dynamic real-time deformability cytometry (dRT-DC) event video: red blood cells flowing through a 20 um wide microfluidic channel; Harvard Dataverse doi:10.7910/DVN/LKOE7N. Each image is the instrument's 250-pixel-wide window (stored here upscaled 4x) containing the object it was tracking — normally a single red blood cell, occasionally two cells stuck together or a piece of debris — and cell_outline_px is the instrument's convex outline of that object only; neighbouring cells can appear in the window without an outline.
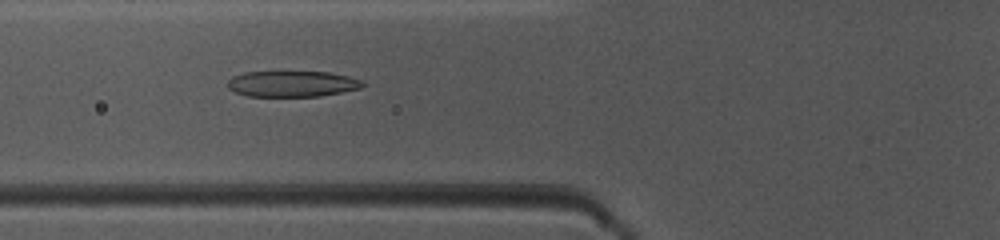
{"species": "common noctule bat (a hibernating species)", "species_latin": "Nyctalus noctula", "temperature_condition": "warm", "stored_images_in_passage": 49, "camera_frame_rate_fps": 3000, "um_per_image_px": 0.085, "animal": {"sex": "female", "body_mass_g": 10.0, "forearm_length_mm": 53.1}, "frame": {"image": 1, "passage_image": 19, "time_ms": 6.0, "image_size_px": [1000, 240], "cell_outline_px": [[364, 84], [360, 88], [320, 96], [248, 96], [236, 92], [228, 88], [228, 80], [232, 76], [244, 72], [328, 72], [348, 76], [364, 80]], "centroid_in_image_um": [24.83, 7.12], "position_along_channel_um": 101.0, "area_um2": 20.29}}
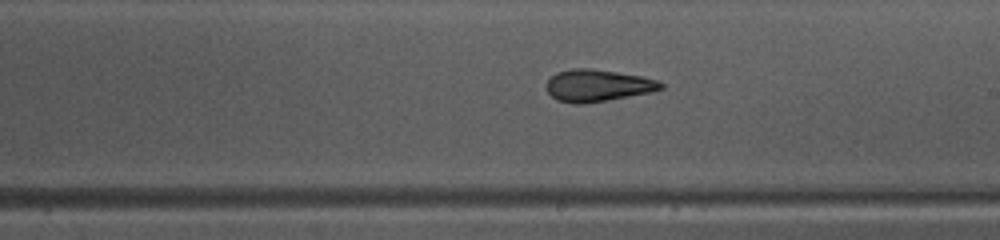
{"frame": {"image": 2, "passage_image": 29, "time_ms": 9.333, "image_size_px": [1000, 240], "cell_outline_px": [[664, 88], [652, 92], [608, 100], [584, 104], [572, 104], [556, 100], [544, 88], [544, 84], [556, 72], [572, 68], [588, 68], [616, 72], [640, 76], [656, 80], [664, 84]], "centroid_in_image_um": [50.75, 7.28], "position_along_channel_um": 238.2, "area_um2": 21.5}}
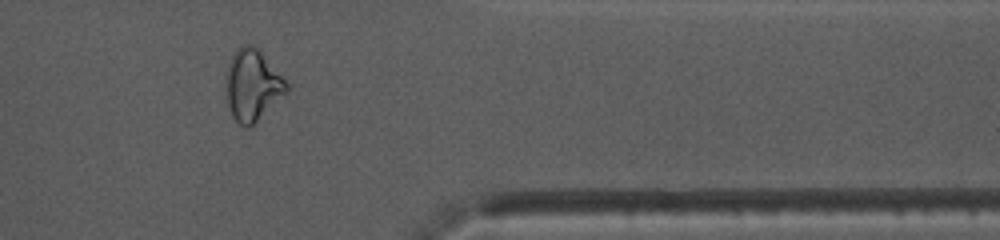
{"frame": {"image": 3, "passage_image": 41, "time_ms": 13.333, "image_size_px": [1000, 240], "cell_outline_px": [[288, 88], [252, 128], [244, 128], [232, 116], [228, 108], [224, 84], [228, 64], [236, 48], [240, 44], [248, 44], [256, 48], [260, 52], [288, 84]], "centroid_in_image_um": [21.38, 7.28], "position_along_channel_um": 390.0, "area_um2": 24.97}, "authors_computed_cell_mechanics": {"area_um2": 22.7154, "velocity_mm_per_s": 4.086, "shape_relaxation_time_tau1_ms": 3.1508, "shape_relaxation_time_tau2_ms": 1.9463, "deformation_change_tau1": 0.1637, "deformation_change_tau2": 0.1088}}